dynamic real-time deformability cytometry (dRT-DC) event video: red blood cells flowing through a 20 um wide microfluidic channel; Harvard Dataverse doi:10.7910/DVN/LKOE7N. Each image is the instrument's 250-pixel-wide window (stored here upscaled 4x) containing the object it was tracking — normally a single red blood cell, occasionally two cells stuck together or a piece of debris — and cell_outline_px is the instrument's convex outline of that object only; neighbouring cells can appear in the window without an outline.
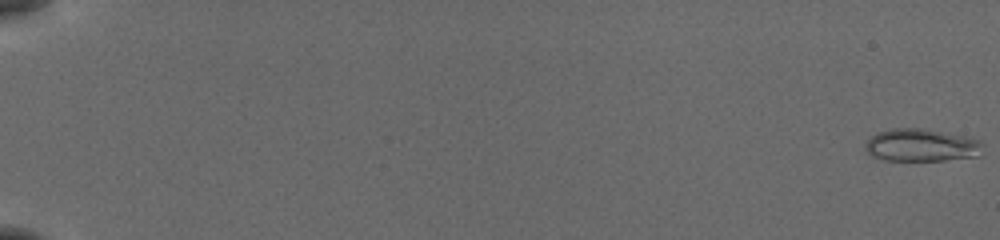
{"species": "common noctule bat (a hibernating species)", "species_latin": "Nyctalus noctula", "temperature_condition": "cold", "stored_images_in_passage": 56, "camera_frame_rate_fps": 3000, "um_per_image_px": 0.085, "animal": {"sex": "female", "body_mass_g": 19.5, "forearm_length_mm": 54.1}, "frame": {"image": 1, "passage_image": 1, "time_ms": 0.0, "image_size_px": [1000, 240], "cell_outline_px": [[984, 144], [980, 156], [944, 160], [884, 160], [872, 156], [864, 148], [864, 144], [876, 132], [892, 128], [924, 128], [964, 136], [980, 140]], "centroid_in_image_um": [78.32, 12.34], "position_along_channel_um": 6.7, "area_um2": 22.48}}
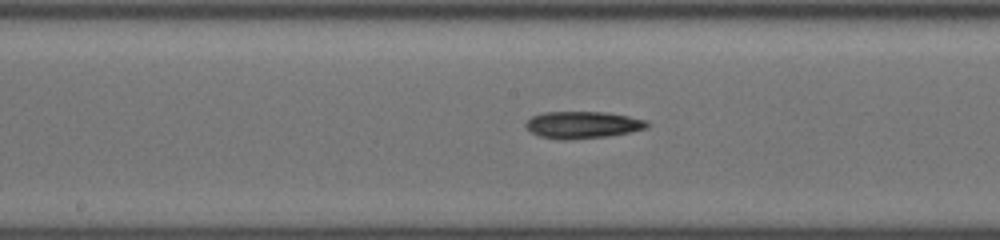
{"frame": {"image": 2, "passage_image": 32, "time_ms": 10.333, "image_size_px": [1000, 240], "cell_outline_px": [[648, 128], [632, 132], [608, 136], [564, 140], [560, 140], [540, 136], [532, 132], [524, 124], [532, 116], [544, 112], [608, 112], [648, 120]], "centroid_in_image_um": [49.56, 10.61], "position_along_channel_um": 198.6, "area_um2": 19.13}}
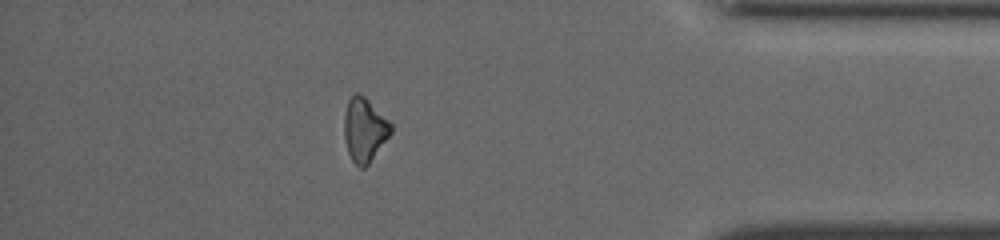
{"frame": {"image": 3, "passage_image": 50, "time_ms": 16.333, "image_size_px": [1000, 240], "cell_outline_px": [[392, 132], [368, 164], [364, 168], [360, 168], [352, 160], [348, 152], [344, 136], [344, 116], [348, 100], [356, 92], [364, 96], [392, 124]], "centroid_in_image_um": [30.97, 11.03], "position_along_channel_um": 404.2, "area_um2": 17.11}, "authors_computed_cell_mechanics": {"area_um2": 18.6405, "velocity_mm_per_s": 3.8826, "shape_relaxation_time_tau1_ms": 8.0852, "shape_relaxation_time_tau2_ms": 2.8746, "deformation_change_tau1": 0.1588, "deformation_change_tau2": 0.1139}}